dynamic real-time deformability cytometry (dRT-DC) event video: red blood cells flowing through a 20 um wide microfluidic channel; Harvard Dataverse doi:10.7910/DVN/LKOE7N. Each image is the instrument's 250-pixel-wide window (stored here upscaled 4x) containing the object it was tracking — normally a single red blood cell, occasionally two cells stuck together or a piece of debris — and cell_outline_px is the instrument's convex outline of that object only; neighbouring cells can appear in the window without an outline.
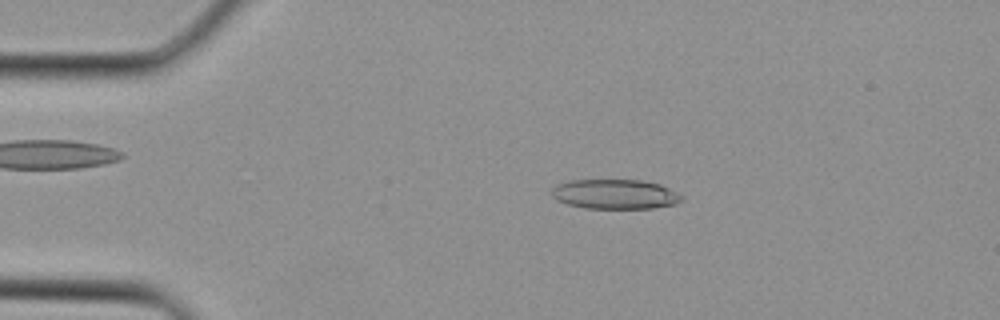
{"species": "Egyptian fruit bat (a non-hibernating species)", "species_latin": "Rousettus aegyptiacus", "temperature_condition": "cold", "stored_images_in_passage": 2, "camera_frame_rate_fps": 3000, "um_per_image_px": 0.085, "animal": {"sex": "female"}, "frame": {"image": 1, "passage_image": 1, "time_ms": 0.0, "image_size_px": [1000, 320], "cell_outline_px": [[684, 196], [676, 204], [652, 208], [584, 208], [568, 204], [556, 200], [552, 196], [552, 188], [556, 184], [572, 180], [640, 180], [660, 184]], "centroid_in_image_um": [52.26, 16.5], "position_along_channel_um": 32.7, "area_um2": 22.43}}
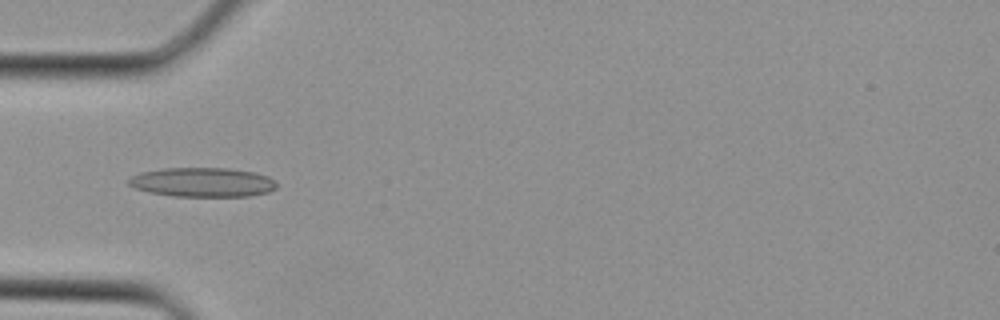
{"frame": {"image": 2, "passage_image": 2, "time_ms": 0.333, "image_size_px": [1000, 320], "cell_outline_px": [[280, 184], [276, 188], [268, 192], [248, 196], [172, 196], [148, 192], [136, 188], [128, 184], [128, 180], [132, 176], [140, 172], [164, 168], [228, 168], [252, 172], [268, 176], [276, 180]], "centroid_in_image_um": [17.24, 15.49], "position_along_channel_um": 67.8, "area_um2": 25.37}}